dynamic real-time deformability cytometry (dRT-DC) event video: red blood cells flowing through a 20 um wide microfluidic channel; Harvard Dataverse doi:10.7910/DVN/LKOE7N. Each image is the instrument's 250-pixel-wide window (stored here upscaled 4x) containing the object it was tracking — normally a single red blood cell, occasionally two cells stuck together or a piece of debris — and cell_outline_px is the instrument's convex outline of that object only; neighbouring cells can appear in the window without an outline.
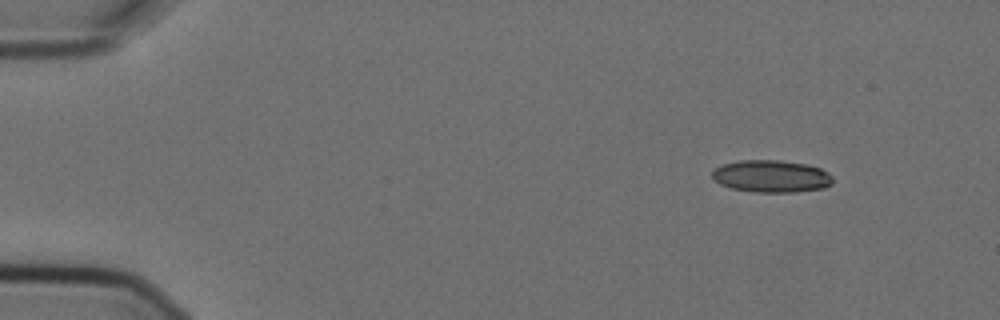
{"species": "Egyptian fruit bat (a non-hibernating species)", "species_latin": "Rousettus aegyptiacus", "temperature_condition": "cold", "stored_images_in_passage": 5, "camera_frame_rate_fps": 3000, "um_per_image_px": 0.085, "animal": {"sex": "female"}, "frame": {"image": 1, "passage_image": 2, "time_ms": 0.333, "image_size_px": [1000, 320], "cell_outline_px": [[832, 184], [824, 188], [796, 192], [756, 192], [732, 188], [720, 184], [712, 180], [712, 172], [716, 168], [724, 164], [740, 160], [780, 160], [808, 164], [820, 168], [832, 176]], "centroid_in_image_um": [65.57, 14.98], "position_along_channel_um": 19.4, "area_um2": 22.72}}
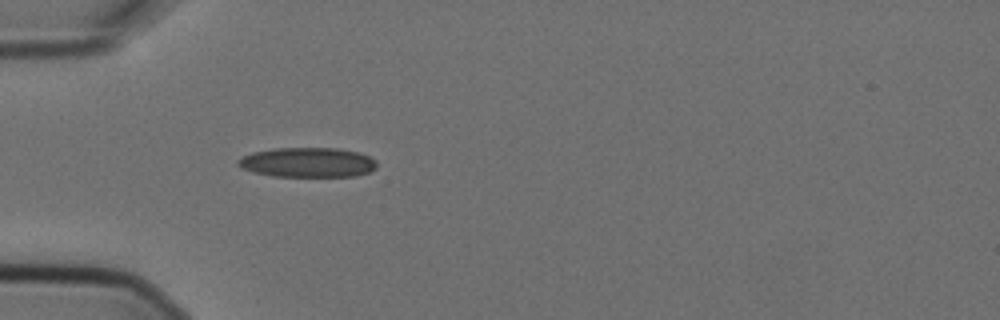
{"frame": {"image": 2, "passage_image": 5, "time_ms": 1.333, "image_size_px": [1000, 320], "cell_outline_px": [[376, 168], [368, 172], [352, 176], [272, 176], [252, 172], [240, 168], [236, 164], [236, 160], [252, 152], [276, 148], [336, 148], [360, 152], [376, 160]], "centroid_in_image_um": [26.11, 13.8], "position_along_channel_um": 58.9, "area_um2": 24.1}}